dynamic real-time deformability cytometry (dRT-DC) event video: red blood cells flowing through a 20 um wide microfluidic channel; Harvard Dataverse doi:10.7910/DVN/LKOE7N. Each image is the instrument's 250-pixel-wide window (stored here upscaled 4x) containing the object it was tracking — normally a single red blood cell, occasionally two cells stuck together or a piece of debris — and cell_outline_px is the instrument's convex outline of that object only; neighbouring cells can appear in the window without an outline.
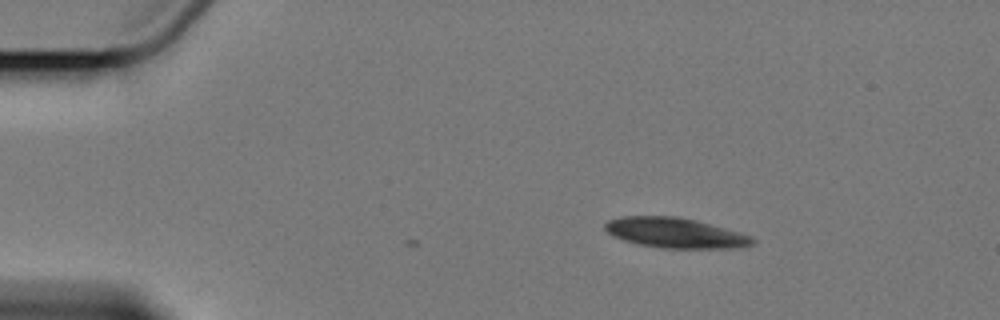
{"species": "Egyptian fruit bat (a non-hibernating species)", "species_latin": "Rousettus aegyptiacus", "temperature_condition": "cold", "stored_images_in_passage": 3, "camera_frame_rate_fps": 3000, "um_per_image_px": 0.085, "animal": {"sex": "female"}, "frame": {"image": 1, "passage_image": 3, "time_ms": 3.0, "image_size_px": [1000, 320], "cell_outline_px": [[756, 244], [744, 248], [660, 248], [636, 244], [612, 236], [604, 228], [604, 224], [608, 220], [620, 216], [676, 216], [696, 220], [740, 232], [752, 236], [756, 240]], "centroid_in_image_um": [57.43, 19.8], "position_along_channel_um": 27.6, "area_um2": 26.3}}